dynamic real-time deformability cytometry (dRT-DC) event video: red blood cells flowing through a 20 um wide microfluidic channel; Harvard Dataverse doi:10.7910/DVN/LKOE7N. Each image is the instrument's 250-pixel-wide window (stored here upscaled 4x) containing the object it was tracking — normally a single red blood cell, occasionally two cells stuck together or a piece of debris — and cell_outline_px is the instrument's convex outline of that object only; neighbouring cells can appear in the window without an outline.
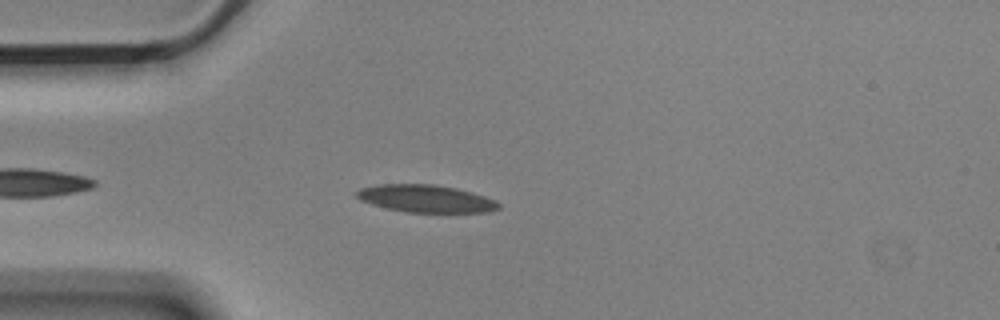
{"species": "Egyptian fruit bat (a non-hibernating species)", "species_latin": "Rousettus aegyptiacus", "temperature_condition": "cold", "stored_images_in_passage": 44, "camera_frame_rate_fps": 3000, "um_per_image_px": 0.085, "animal": {"sex": "male"}, "frame": {"image": 1, "passage_image": 6, "time_ms": 1.667, "image_size_px": [1000, 320], "cell_outline_px": [[500, 208], [488, 212], [404, 212], [372, 204], [360, 200], [356, 196], [356, 192], [360, 188], [380, 184], [436, 184], [456, 188], [472, 192], [496, 200], [500, 204]], "centroid_in_image_um": [36.21, 16.88], "position_along_channel_um": 48.8, "area_um2": 22.72}}
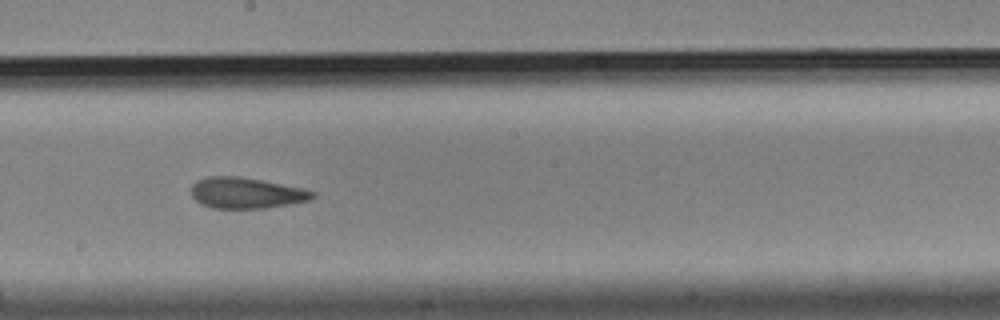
{"frame": {"image": 2, "passage_image": 22, "time_ms": 7.0, "image_size_px": [1000, 320], "cell_outline_px": [[316, 196], [308, 200], [292, 204], [264, 208], [212, 208], [196, 200], [192, 196], [192, 184], [196, 180], [208, 176], [240, 176], [304, 188], [316, 192]], "centroid_in_image_um": [20.95, 16.39], "position_along_channel_um": 227.2, "area_um2": 21.91}}
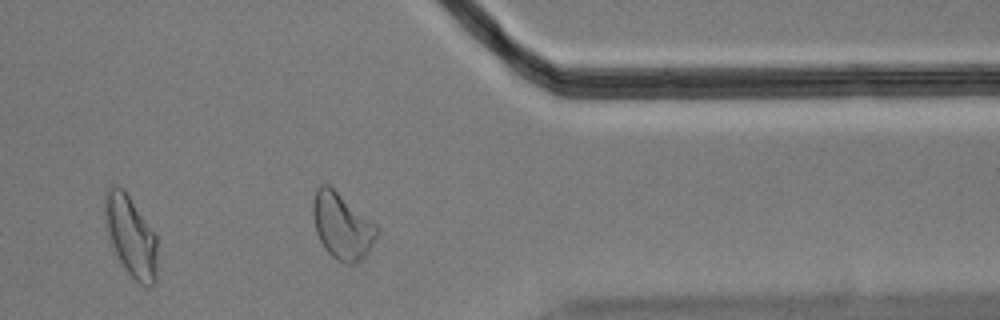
{"frame": {"image": 3, "passage_image": 36, "time_ms": 11.667, "image_size_px": [1000, 320], "cell_outline_px": [[380, 232], [368, 252], [356, 264], [344, 264], [336, 260], [324, 248], [316, 232], [312, 212], [312, 200], [316, 188], [320, 184], [328, 184], [376, 224], [380, 228]], "centroid_in_image_um": [29.07, 19.22], "position_along_channel_um": 382.3, "area_um2": 24.8}, "authors_computed_cell_mechanics": {"area_um2": 22.5131, "velocity_mm_per_s": 3.5578, "shape_relaxation_time_tau1_ms": 11.0966, "shape_relaxation_time_tau2_ms": 3.3213, "deformation_change_tau1": 0.1962, "deformation_change_tau2": 0.1003}}